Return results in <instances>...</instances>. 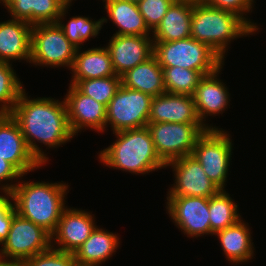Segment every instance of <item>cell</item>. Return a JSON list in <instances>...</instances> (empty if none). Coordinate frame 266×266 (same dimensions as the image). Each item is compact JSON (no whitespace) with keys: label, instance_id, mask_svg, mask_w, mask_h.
<instances>
[{"label":"cell","instance_id":"4","mask_svg":"<svg viewBox=\"0 0 266 266\" xmlns=\"http://www.w3.org/2000/svg\"><path fill=\"white\" fill-rule=\"evenodd\" d=\"M257 33L242 17L202 4H193L190 37L207 44L224 61L232 40ZM227 51V52H226Z\"/></svg>","mask_w":266,"mask_h":266},{"label":"cell","instance_id":"21","mask_svg":"<svg viewBox=\"0 0 266 266\" xmlns=\"http://www.w3.org/2000/svg\"><path fill=\"white\" fill-rule=\"evenodd\" d=\"M244 221L242 218L236 224L214 234L220 241L226 260L234 265L245 264L255 258L252 232L249 224Z\"/></svg>","mask_w":266,"mask_h":266},{"label":"cell","instance_id":"11","mask_svg":"<svg viewBox=\"0 0 266 266\" xmlns=\"http://www.w3.org/2000/svg\"><path fill=\"white\" fill-rule=\"evenodd\" d=\"M170 220L188 238L205 234L213 236L209 221V198L194 196H166Z\"/></svg>","mask_w":266,"mask_h":266},{"label":"cell","instance_id":"6","mask_svg":"<svg viewBox=\"0 0 266 266\" xmlns=\"http://www.w3.org/2000/svg\"><path fill=\"white\" fill-rule=\"evenodd\" d=\"M77 47L64 35L57 23L37 24L31 30V59L35 67H66L71 70Z\"/></svg>","mask_w":266,"mask_h":266},{"label":"cell","instance_id":"1","mask_svg":"<svg viewBox=\"0 0 266 266\" xmlns=\"http://www.w3.org/2000/svg\"><path fill=\"white\" fill-rule=\"evenodd\" d=\"M62 100L52 97L30 99L24 90L10 112L21 129L29 151L42 166H46L49 160L42 150V144L46 149H55L75 137L68 123L66 103Z\"/></svg>","mask_w":266,"mask_h":266},{"label":"cell","instance_id":"8","mask_svg":"<svg viewBox=\"0 0 266 266\" xmlns=\"http://www.w3.org/2000/svg\"><path fill=\"white\" fill-rule=\"evenodd\" d=\"M50 247L51 235L42 227L16 213L8 236L1 244L0 259L2 262L24 263L30 257Z\"/></svg>","mask_w":266,"mask_h":266},{"label":"cell","instance_id":"36","mask_svg":"<svg viewBox=\"0 0 266 266\" xmlns=\"http://www.w3.org/2000/svg\"><path fill=\"white\" fill-rule=\"evenodd\" d=\"M21 176L22 174L10 162L0 157V193L10 194Z\"/></svg>","mask_w":266,"mask_h":266},{"label":"cell","instance_id":"38","mask_svg":"<svg viewBox=\"0 0 266 266\" xmlns=\"http://www.w3.org/2000/svg\"><path fill=\"white\" fill-rule=\"evenodd\" d=\"M0 266H23V263L0 262Z\"/></svg>","mask_w":266,"mask_h":266},{"label":"cell","instance_id":"26","mask_svg":"<svg viewBox=\"0 0 266 266\" xmlns=\"http://www.w3.org/2000/svg\"><path fill=\"white\" fill-rule=\"evenodd\" d=\"M121 85L149 94L152 97L166 93L163 68L154 55L124 73L121 76Z\"/></svg>","mask_w":266,"mask_h":266},{"label":"cell","instance_id":"35","mask_svg":"<svg viewBox=\"0 0 266 266\" xmlns=\"http://www.w3.org/2000/svg\"><path fill=\"white\" fill-rule=\"evenodd\" d=\"M4 194V195H3ZM16 209L13 204L10 194H0V245L7 238L13 217L16 214Z\"/></svg>","mask_w":266,"mask_h":266},{"label":"cell","instance_id":"28","mask_svg":"<svg viewBox=\"0 0 266 266\" xmlns=\"http://www.w3.org/2000/svg\"><path fill=\"white\" fill-rule=\"evenodd\" d=\"M240 208L226 190H220L209 198V221L213 234L236 224L242 219Z\"/></svg>","mask_w":266,"mask_h":266},{"label":"cell","instance_id":"30","mask_svg":"<svg viewBox=\"0 0 266 266\" xmlns=\"http://www.w3.org/2000/svg\"><path fill=\"white\" fill-rule=\"evenodd\" d=\"M13 65L0 61V113H10L25 90Z\"/></svg>","mask_w":266,"mask_h":266},{"label":"cell","instance_id":"3","mask_svg":"<svg viewBox=\"0 0 266 266\" xmlns=\"http://www.w3.org/2000/svg\"><path fill=\"white\" fill-rule=\"evenodd\" d=\"M115 134V141L98 152L104 166L133 174H148L166 168L158 156L147 127L130 129Z\"/></svg>","mask_w":266,"mask_h":266},{"label":"cell","instance_id":"27","mask_svg":"<svg viewBox=\"0 0 266 266\" xmlns=\"http://www.w3.org/2000/svg\"><path fill=\"white\" fill-rule=\"evenodd\" d=\"M68 2L61 10L57 24L62 29L65 37L77 48H82L83 43L89 41V38L97 37L102 29L103 20H93L91 17L73 16L67 23L63 19L67 17L68 9L72 6ZM65 17V18H64Z\"/></svg>","mask_w":266,"mask_h":266},{"label":"cell","instance_id":"12","mask_svg":"<svg viewBox=\"0 0 266 266\" xmlns=\"http://www.w3.org/2000/svg\"><path fill=\"white\" fill-rule=\"evenodd\" d=\"M173 169L174 183L167 196H194L210 198L220 189L208 178L201 164L192 155H187L166 164Z\"/></svg>","mask_w":266,"mask_h":266},{"label":"cell","instance_id":"13","mask_svg":"<svg viewBox=\"0 0 266 266\" xmlns=\"http://www.w3.org/2000/svg\"><path fill=\"white\" fill-rule=\"evenodd\" d=\"M94 217L92 212L85 209L67 206L62 212L55 232L51 235V247L75 253L97 227Z\"/></svg>","mask_w":266,"mask_h":266},{"label":"cell","instance_id":"14","mask_svg":"<svg viewBox=\"0 0 266 266\" xmlns=\"http://www.w3.org/2000/svg\"><path fill=\"white\" fill-rule=\"evenodd\" d=\"M68 123L74 136L82 130L106 131V106L69 84L65 95Z\"/></svg>","mask_w":266,"mask_h":266},{"label":"cell","instance_id":"24","mask_svg":"<svg viewBox=\"0 0 266 266\" xmlns=\"http://www.w3.org/2000/svg\"><path fill=\"white\" fill-rule=\"evenodd\" d=\"M118 234L105 231L99 225L90 237L75 251L74 255L78 266H101L109 260L113 253L119 249L120 240Z\"/></svg>","mask_w":266,"mask_h":266},{"label":"cell","instance_id":"19","mask_svg":"<svg viewBox=\"0 0 266 266\" xmlns=\"http://www.w3.org/2000/svg\"><path fill=\"white\" fill-rule=\"evenodd\" d=\"M31 30L32 25L22 20L12 18L0 22V61L30 63Z\"/></svg>","mask_w":266,"mask_h":266},{"label":"cell","instance_id":"16","mask_svg":"<svg viewBox=\"0 0 266 266\" xmlns=\"http://www.w3.org/2000/svg\"><path fill=\"white\" fill-rule=\"evenodd\" d=\"M224 65L213 73L204 75L192 94L198 118L207 129H222L218 128V126L213 127L212 124L208 125L209 123L205 122L206 118L208 116L222 115L228 109L227 107L230 106L229 88L219 78Z\"/></svg>","mask_w":266,"mask_h":266},{"label":"cell","instance_id":"25","mask_svg":"<svg viewBox=\"0 0 266 266\" xmlns=\"http://www.w3.org/2000/svg\"><path fill=\"white\" fill-rule=\"evenodd\" d=\"M192 12V3L175 1L152 32L153 42H171L190 37Z\"/></svg>","mask_w":266,"mask_h":266},{"label":"cell","instance_id":"29","mask_svg":"<svg viewBox=\"0 0 266 266\" xmlns=\"http://www.w3.org/2000/svg\"><path fill=\"white\" fill-rule=\"evenodd\" d=\"M163 77L166 93L192 96L203 75L199 71L176 66L163 68Z\"/></svg>","mask_w":266,"mask_h":266},{"label":"cell","instance_id":"34","mask_svg":"<svg viewBox=\"0 0 266 266\" xmlns=\"http://www.w3.org/2000/svg\"><path fill=\"white\" fill-rule=\"evenodd\" d=\"M254 0H206V4L218 9L233 12L242 17L256 32L260 29L254 20L248 18V13L253 12ZM245 14V15H244ZM247 16V17H246Z\"/></svg>","mask_w":266,"mask_h":266},{"label":"cell","instance_id":"10","mask_svg":"<svg viewBox=\"0 0 266 266\" xmlns=\"http://www.w3.org/2000/svg\"><path fill=\"white\" fill-rule=\"evenodd\" d=\"M152 96L120 86L107 105L106 129L112 133L147 127Z\"/></svg>","mask_w":266,"mask_h":266},{"label":"cell","instance_id":"31","mask_svg":"<svg viewBox=\"0 0 266 266\" xmlns=\"http://www.w3.org/2000/svg\"><path fill=\"white\" fill-rule=\"evenodd\" d=\"M74 86L81 93L107 107L121 86V77L108 76L104 78L86 79L77 81Z\"/></svg>","mask_w":266,"mask_h":266},{"label":"cell","instance_id":"7","mask_svg":"<svg viewBox=\"0 0 266 266\" xmlns=\"http://www.w3.org/2000/svg\"><path fill=\"white\" fill-rule=\"evenodd\" d=\"M229 131L207 129L197 140L192 156L201 164L208 178L220 189L226 190L233 141Z\"/></svg>","mask_w":266,"mask_h":266},{"label":"cell","instance_id":"20","mask_svg":"<svg viewBox=\"0 0 266 266\" xmlns=\"http://www.w3.org/2000/svg\"><path fill=\"white\" fill-rule=\"evenodd\" d=\"M11 18L30 25L56 23L67 0H0Z\"/></svg>","mask_w":266,"mask_h":266},{"label":"cell","instance_id":"18","mask_svg":"<svg viewBox=\"0 0 266 266\" xmlns=\"http://www.w3.org/2000/svg\"><path fill=\"white\" fill-rule=\"evenodd\" d=\"M148 121L152 123H201L192 96L170 93H163L152 98Z\"/></svg>","mask_w":266,"mask_h":266},{"label":"cell","instance_id":"33","mask_svg":"<svg viewBox=\"0 0 266 266\" xmlns=\"http://www.w3.org/2000/svg\"><path fill=\"white\" fill-rule=\"evenodd\" d=\"M175 0H141L137 3L148 29L153 32Z\"/></svg>","mask_w":266,"mask_h":266},{"label":"cell","instance_id":"15","mask_svg":"<svg viewBox=\"0 0 266 266\" xmlns=\"http://www.w3.org/2000/svg\"><path fill=\"white\" fill-rule=\"evenodd\" d=\"M0 157L23 176L42 168L29 151L19 125L10 113H0Z\"/></svg>","mask_w":266,"mask_h":266},{"label":"cell","instance_id":"23","mask_svg":"<svg viewBox=\"0 0 266 266\" xmlns=\"http://www.w3.org/2000/svg\"><path fill=\"white\" fill-rule=\"evenodd\" d=\"M102 1L107 12V18L102 17L103 25L109 19L118 28L113 35L152 36L137 3L123 0Z\"/></svg>","mask_w":266,"mask_h":266},{"label":"cell","instance_id":"22","mask_svg":"<svg viewBox=\"0 0 266 266\" xmlns=\"http://www.w3.org/2000/svg\"><path fill=\"white\" fill-rule=\"evenodd\" d=\"M77 48L74 63L70 72L72 74L70 85L77 81L95 78H104L108 76H117L110 53L105 47H93L87 50Z\"/></svg>","mask_w":266,"mask_h":266},{"label":"cell","instance_id":"39","mask_svg":"<svg viewBox=\"0 0 266 266\" xmlns=\"http://www.w3.org/2000/svg\"><path fill=\"white\" fill-rule=\"evenodd\" d=\"M123 1H130V2L138 3V2L141 1V0H123Z\"/></svg>","mask_w":266,"mask_h":266},{"label":"cell","instance_id":"32","mask_svg":"<svg viewBox=\"0 0 266 266\" xmlns=\"http://www.w3.org/2000/svg\"><path fill=\"white\" fill-rule=\"evenodd\" d=\"M23 266H78L74 253L50 247L27 259Z\"/></svg>","mask_w":266,"mask_h":266},{"label":"cell","instance_id":"17","mask_svg":"<svg viewBox=\"0 0 266 266\" xmlns=\"http://www.w3.org/2000/svg\"><path fill=\"white\" fill-rule=\"evenodd\" d=\"M106 48L116 75L121 77L153 55V39L152 36L113 35Z\"/></svg>","mask_w":266,"mask_h":266},{"label":"cell","instance_id":"5","mask_svg":"<svg viewBox=\"0 0 266 266\" xmlns=\"http://www.w3.org/2000/svg\"><path fill=\"white\" fill-rule=\"evenodd\" d=\"M153 55L162 68L182 67L203 76L216 71L224 60L207 44L192 37L171 42H153Z\"/></svg>","mask_w":266,"mask_h":266},{"label":"cell","instance_id":"9","mask_svg":"<svg viewBox=\"0 0 266 266\" xmlns=\"http://www.w3.org/2000/svg\"><path fill=\"white\" fill-rule=\"evenodd\" d=\"M147 128L155 150L165 164L192 155L198 138L207 130L202 123L148 122Z\"/></svg>","mask_w":266,"mask_h":266},{"label":"cell","instance_id":"37","mask_svg":"<svg viewBox=\"0 0 266 266\" xmlns=\"http://www.w3.org/2000/svg\"><path fill=\"white\" fill-rule=\"evenodd\" d=\"M178 2H188V3H192V4H202V3H206V0H175Z\"/></svg>","mask_w":266,"mask_h":266},{"label":"cell","instance_id":"2","mask_svg":"<svg viewBox=\"0 0 266 266\" xmlns=\"http://www.w3.org/2000/svg\"><path fill=\"white\" fill-rule=\"evenodd\" d=\"M20 181L10 193L16 212L52 235L61 218L69 185L66 182Z\"/></svg>","mask_w":266,"mask_h":266}]
</instances>
